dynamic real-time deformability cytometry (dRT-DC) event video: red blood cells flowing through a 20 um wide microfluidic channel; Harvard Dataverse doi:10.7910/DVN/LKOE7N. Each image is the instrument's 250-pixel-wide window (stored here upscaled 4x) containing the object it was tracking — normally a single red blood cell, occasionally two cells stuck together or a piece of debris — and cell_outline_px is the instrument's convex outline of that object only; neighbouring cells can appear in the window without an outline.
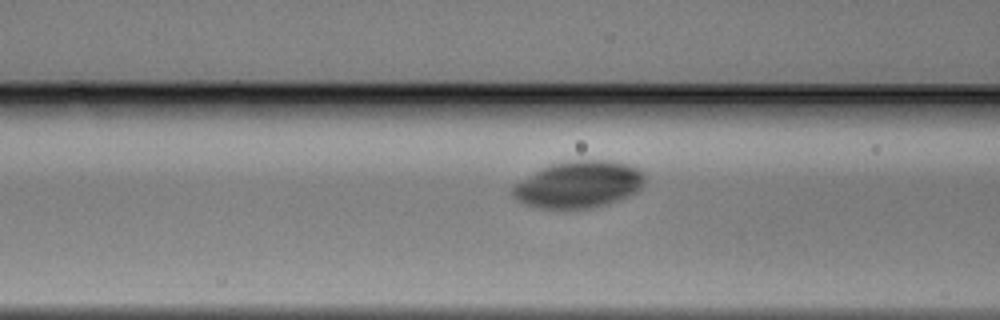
{"species": "Egyptian fruit bat (a non-hibernating species)", "species_latin": "Rousettus aegyptiacus", "temperature_condition": "warm", "stored_images_in_passage": 33, "camera_frame_rate_fps": 3000, "um_per_image_px": 0.085, "animal": {"sex": "male"}, "frame": {"image": 1, "passage_image": 6, "time_ms": 1.667, "image_size_px": [1000, 320], "cell_outline_px": [[644, 184], [636, 192], [620, 200], [608, 204], [588, 208], [540, 208], [524, 204], [512, 196], [512, 184], [552, 164], [568, 160], [608, 160], [628, 164], [644, 172]], "centroid_in_image_um": [49.2, 15.68], "position_along_channel_um": 117.4, "area_um2": 36.01}}
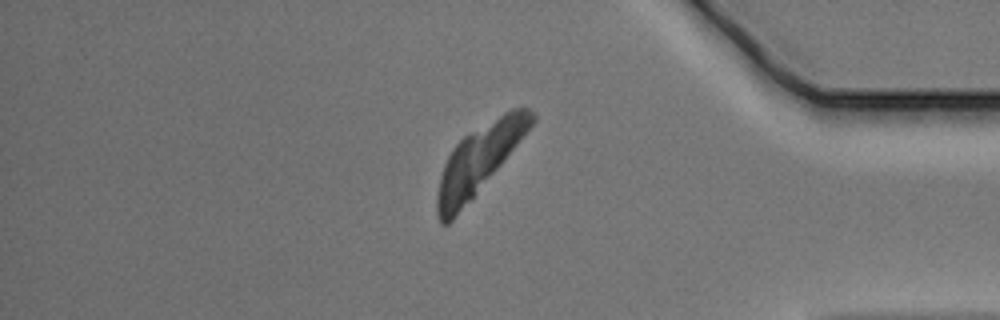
{"frame": {"image": 2, "passage_image": 28, "time_ms": 9.0, "image_size_px": [1000, 320], "cell_outline_px": [[536, 120], [496, 168], [452, 220], [448, 224], [440, 224], [436, 212], [436, 196], [440, 176], [444, 164], [452, 148], [464, 136], [504, 112], [512, 108], [528, 108], [536, 116]], "centroid_in_image_um": [40.65, 13.58], "position_along_channel_um": 394.5, "area_um2": 36.18}}